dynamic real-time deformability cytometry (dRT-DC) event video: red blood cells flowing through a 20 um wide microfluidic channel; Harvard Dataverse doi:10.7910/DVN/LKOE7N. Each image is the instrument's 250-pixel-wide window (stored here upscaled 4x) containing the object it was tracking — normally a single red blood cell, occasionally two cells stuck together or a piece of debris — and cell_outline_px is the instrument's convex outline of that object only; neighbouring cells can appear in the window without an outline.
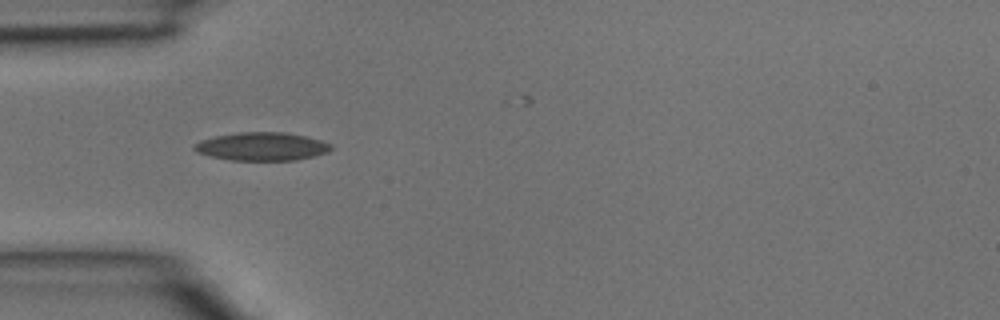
{"species": "common noctule bat (a hibernating species)", "species_latin": "Nyctalus noctula", "temperature_condition": "room temperature", "stored_images_in_passage": 5, "camera_frame_rate_fps": 3000, "um_per_image_px": 0.085, "animal": {"sex": "male", "body_mass_g": 15.6}, "frame": {"image": 1, "passage_image": 4, "time_ms": 1.0, "image_size_px": [1000, 320], "cell_outline_px": [[332, 148], [328, 152], [296, 160], [232, 160], [212, 156], [196, 152], [192, 148], [192, 144], [200, 140], [216, 136], [240, 132], [284, 132], [304, 136], [320, 140], [332, 144]], "centroid_in_image_um": [22.23, 12.44], "position_along_channel_um": 62.8, "area_um2": 22.37}}
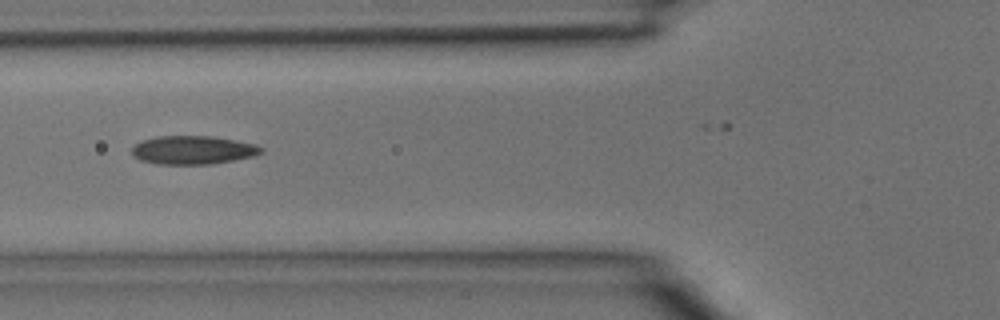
{"frame": {"image": 2, "passage_image": 5, "time_ms": 1.333, "image_size_px": [1000, 320], "cell_outline_px": [[264, 152], [252, 156], [212, 164], [160, 164], [140, 160], [132, 156], [132, 148], [136, 144], [144, 140], [156, 136], [212, 136], [256, 144], [264, 148]], "centroid_in_image_um": [16.41, 12.75], "position_along_channel_um": 109.4, "area_um2": 21.39}}